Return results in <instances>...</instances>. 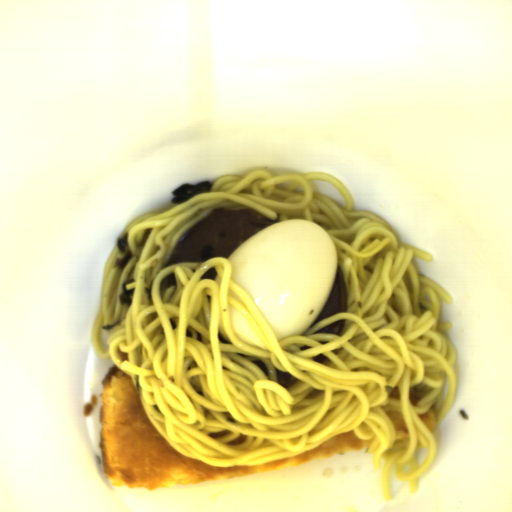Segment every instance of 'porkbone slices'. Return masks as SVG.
<instances>
[{"label":"pork bone slices","mask_w":512,"mask_h":512,"mask_svg":"<svg viewBox=\"0 0 512 512\" xmlns=\"http://www.w3.org/2000/svg\"><path fill=\"white\" fill-rule=\"evenodd\" d=\"M281 222L255 210L213 209L181 238L165 266L204 263L211 257L230 260L231 253L249 238Z\"/></svg>","instance_id":"1"},{"label":"pork bone slices","mask_w":512,"mask_h":512,"mask_svg":"<svg viewBox=\"0 0 512 512\" xmlns=\"http://www.w3.org/2000/svg\"><path fill=\"white\" fill-rule=\"evenodd\" d=\"M348 309V293L340 266L337 265L334 282L328 301L323 308L318 319L309 327H314L317 323L339 313L347 312Z\"/></svg>","instance_id":"2"},{"label":"pork bone slices","mask_w":512,"mask_h":512,"mask_svg":"<svg viewBox=\"0 0 512 512\" xmlns=\"http://www.w3.org/2000/svg\"><path fill=\"white\" fill-rule=\"evenodd\" d=\"M277 383L283 386L285 389H289L296 385L298 378L290 374L289 372H283L279 369H275Z\"/></svg>","instance_id":"3"},{"label":"pork bone slices","mask_w":512,"mask_h":512,"mask_svg":"<svg viewBox=\"0 0 512 512\" xmlns=\"http://www.w3.org/2000/svg\"><path fill=\"white\" fill-rule=\"evenodd\" d=\"M345 326H346L345 319L337 320L335 322L330 323L326 327L322 328L318 332H316L315 335H322V334L340 335L341 333H343Z\"/></svg>","instance_id":"4"},{"label":"pork bone slices","mask_w":512,"mask_h":512,"mask_svg":"<svg viewBox=\"0 0 512 512\" xmlns=\"http://www.w3.org/2000/svg\"><path fill=\"white\" fill-rule=\"evenodd\" d=\"M176 283V277L174 272L170 273L164 280L160 283L161 291H165L167 287L174 286Z\"/></svg>","instance_id":"5"},{"label":"pork bone slices","mask_w":512,"mask_h":512,"mask_svg":"<svg viewBox=\"0 0 512 512\" xmlns=\"http://www.w3.org/2000/svg\"><path fill=\"white\" fill-rule=\"evenodd\" d=\"M216 275H217V272H216L215 267L214 268H210L209 270L204 272V274H203L201 279H215Z\"/></svg>","instance_id":"6"},{"label":"pork bone slices","mask_w":512,"mask_h":512,"mask_svg":"<svg viewBox=\"0 0 512 512\" xmlns=\"http://www.w3.org/2000/svg\"><path fill=\"white\" fill-rule=\"evenodd\" d=\"M252 364L259 367L261 369V371L265 374L266 377L268 376L269 372L267 370V367H266L264 361H260V360L252 361Z\"/></svg>","instance_id":"7"}]
</instances>
